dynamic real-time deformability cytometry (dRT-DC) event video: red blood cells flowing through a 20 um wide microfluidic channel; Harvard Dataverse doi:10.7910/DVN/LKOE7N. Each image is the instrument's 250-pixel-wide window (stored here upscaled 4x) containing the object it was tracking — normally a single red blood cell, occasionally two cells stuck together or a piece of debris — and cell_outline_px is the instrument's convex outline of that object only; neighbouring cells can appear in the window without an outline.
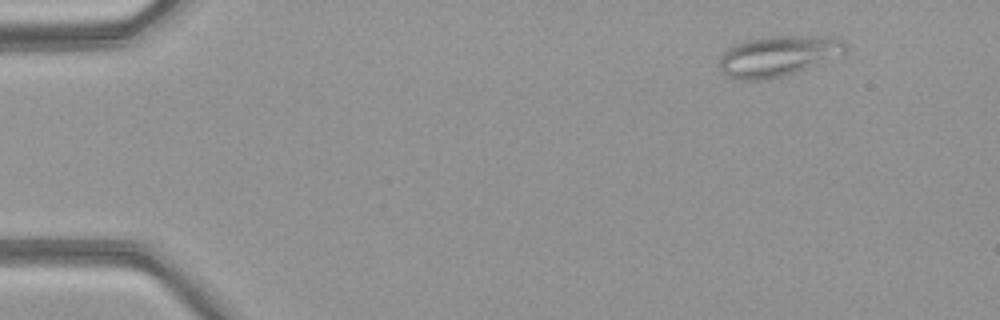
{"species": "common noctule bat (a hibernating species)", "species_latin": "Nyctalus noctula", "temperature_condition": "warm", "stored_images_in_passage": 45, "camera_frame_rate_fps": 3000, "um_per_image_px": 0.085, "animal": {"sex": "female", "body_mass_g": 21.9}, "frame": {"image": 1, "passage_image": 1, "time_ms": 0.0, "image_size_px": [1000, 320], "cell_outline_px": [[848, 52], [844, 56], [796, 72], [768, 80], [736, 80], [720, 72], [720, 56], [728, 48], [736, 44], [760, 36], [832, 36], [848, 44]], "centroid_in_image_um": [66.2, 4.76], "position_along_channel_um": 18.8, "area_um2": 30.46}}
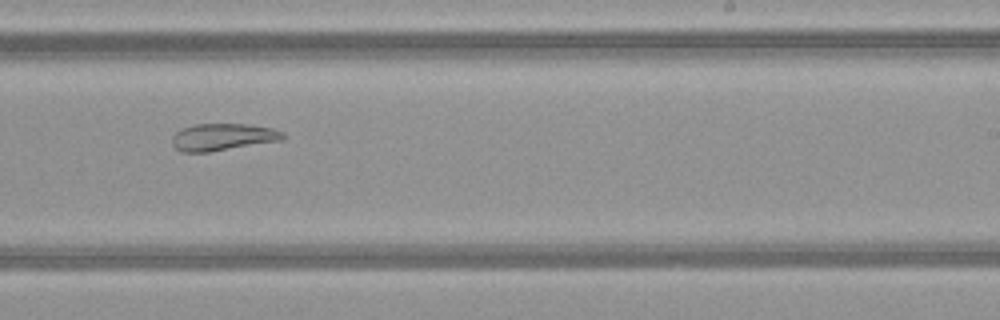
{"frame": {"image": 2, "passage_image": 27, "time_ms": 8.667, "image_size_px": [1000, 320], "cell_outline_px": [[284, 140], [208, 152], [180, 152], [172, 144], [172, 136], [176, 132], [192, 124], [252, 124], [272, 128], [284, 132]], "centroid_in_image_um": [18.95, 11.64], "position_along_channel_um": 270.0, "area_um2": 17.57}}
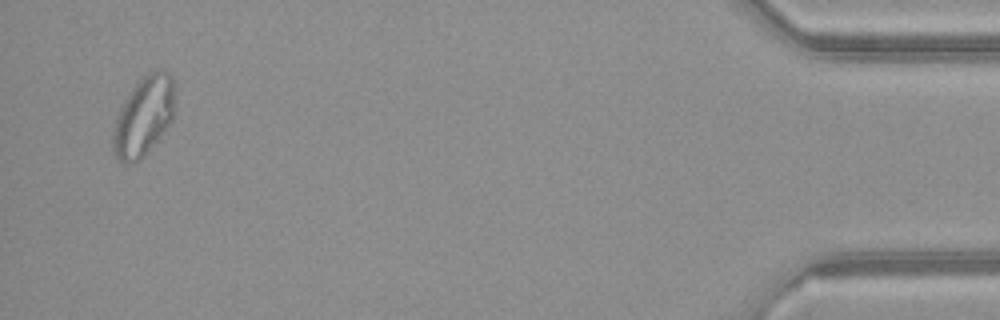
{"frame": {"image": 3, "passage_image": 44, "time_ms": 14.333, "image_size_px": [1000, 320], "cell_outline_px": [[176, 104], [172, 120], [160, 136], [144, 156], [140, 160], [128, 164], [120, 164], [112, 152], [112, 132], [120, 108], [124, 100], [132, 88], [152, 68], [160, 68], [168, 72], [172, 76], [176, 88]], "centroid_in_image_um": [12.23, 9.86], "position_along_channel_um": 423.0, "area_um2": 29.3}}